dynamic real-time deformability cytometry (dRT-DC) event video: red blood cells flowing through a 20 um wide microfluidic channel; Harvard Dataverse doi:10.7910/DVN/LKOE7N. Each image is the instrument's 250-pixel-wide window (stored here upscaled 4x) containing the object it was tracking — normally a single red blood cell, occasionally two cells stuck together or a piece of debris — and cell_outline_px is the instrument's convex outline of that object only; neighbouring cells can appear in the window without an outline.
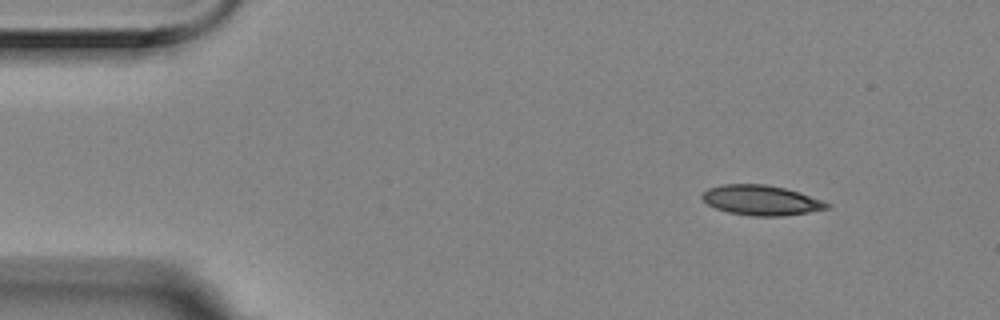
{"species": "Egyptian fruit bat (a non-hibernating species)", "species_latin": "Rousettus aegyptiacus", "temperature_condition": "room temperature", "stored_images_in_passage": 5, "camera_frame_rate_fps": 3000, "um_per_image_px": 0.085, "animal": {"sex": "female"}, "frame": {"image": 1, "passage_image": 1, "time_ms": 0.0, "image_size_px": [1000, 320], "cell_outline_px": [[832, 204], [828, 208], [808, 212], [784, 216], [752, 216], [728, 212], [716, 208], [708, 204], [700, 196], [708, 188], [724, 184], [764, 184], [784, 188], [800, 192]], "centroid_in_image_um": [64.7, 17.02], "position_along_channel_um": 20.3, "area_um2": 21.73}}
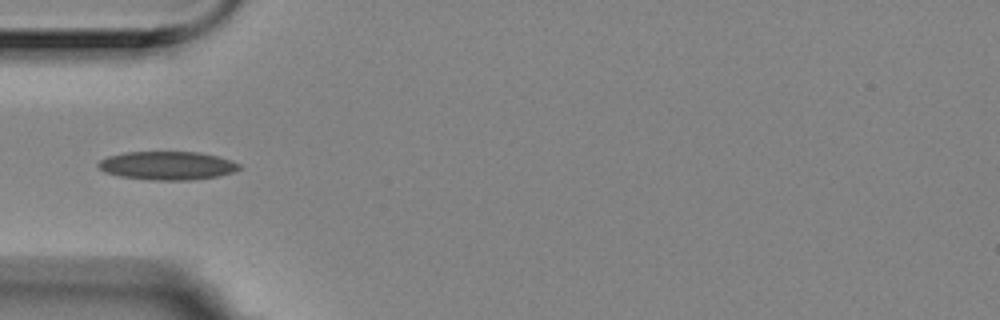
{"frame": {"image": 2, "passage_image": 4, "time_ms": 1.0, "image_size_px": [1000, 320], "cell_outline_px": [[240, 168], [232, 172], [216, 176], [192, 180], [152, 180], [120, 176], [104, 172], [96, 164], [100, 160], [108, 156], [124, 152], [200, 152], [232, 160], [240, 164]], "centroid_in_image_um": [14.2, 14.07], "position_along_channel_um": 70.8, "area_um2": 23.29}}
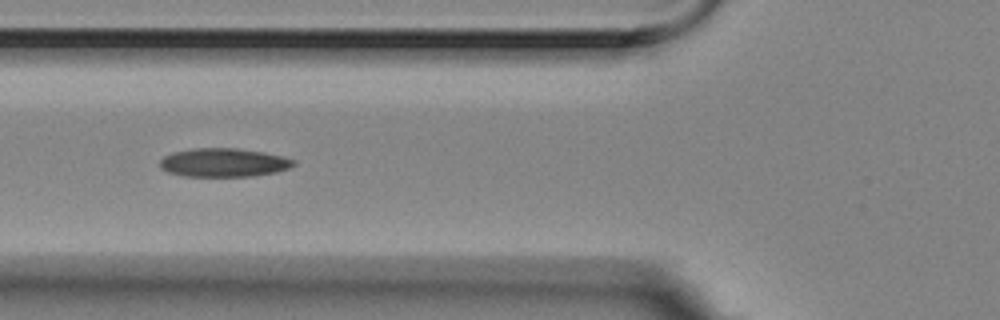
{"frame": {"image": 3, "passage_image": 5, "time_ms": 1.333, "image_size_px": [1000, 320], "cell_outline_px": [[296, 164], [288, 168], [276, 172], [252, 176], [184, 176], [168, 172], [160, 168], [160, 160], [164, 156], [172, 152], [192, 148], [236, 148], [264, 152], [296, 160]], "centroid_in_image_um": [18.99, 13.81], "position_along_channel_um": 106.8, "area_um2": 22.31}}